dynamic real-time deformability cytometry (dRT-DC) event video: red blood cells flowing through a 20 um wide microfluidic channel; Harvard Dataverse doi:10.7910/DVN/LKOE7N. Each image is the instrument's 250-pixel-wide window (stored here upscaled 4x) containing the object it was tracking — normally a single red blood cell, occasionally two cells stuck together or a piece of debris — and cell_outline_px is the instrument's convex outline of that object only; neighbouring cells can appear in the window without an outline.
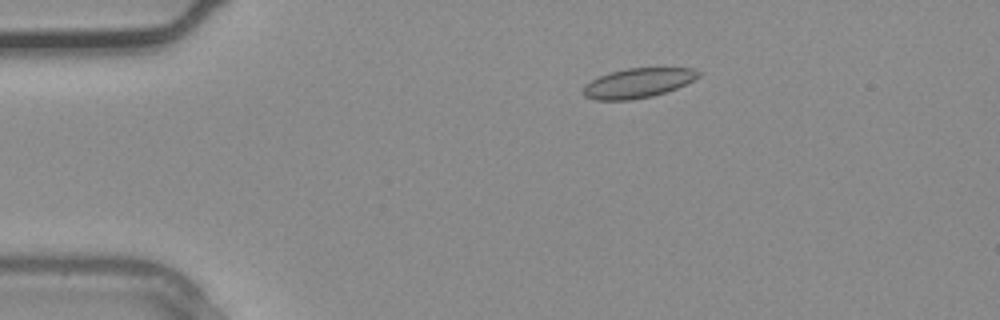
{"species": "common noctule bat (a hibernating species)", "species_latin": "Nyctalus noctula", "temperature_condition": "warm", "stored_images_in_passage": 2, "camera_frame_rate_fps": 3000, "um_per_image_px": 0.085, "animal": {"sex": "male", "body_mass_g": 20.4}, "frame": {"image": 1, "passage_image": 2, "time_ms": 0.333, "image_size_px": [1000, 320], "cell_outline_px": [[700, 76], [676, 88], [652, 96], [628, 100], [596, 100], [584, 96], [580, 92], [584, 84], [600, 76], [612, 72], [628, 68], [692, 68], [700, 72]], "centroid_in_image_um": [54.17, 7.06], "position_along_channel_um": 30.8, "area_um2": 19.71}}